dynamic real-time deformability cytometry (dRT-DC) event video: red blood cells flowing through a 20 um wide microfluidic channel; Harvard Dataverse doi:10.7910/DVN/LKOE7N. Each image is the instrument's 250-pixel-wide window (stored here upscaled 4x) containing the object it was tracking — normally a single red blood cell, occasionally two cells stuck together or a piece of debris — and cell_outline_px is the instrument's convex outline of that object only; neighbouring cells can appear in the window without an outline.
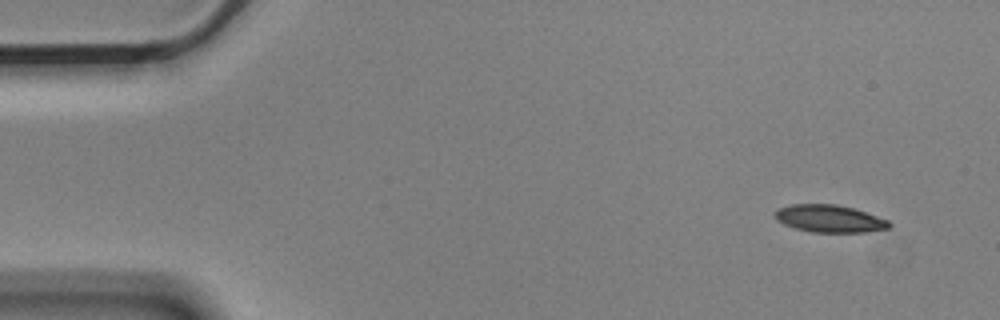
{"species": "Egyptian fruit bat (a non-hibernating species)", "species_latin": "Rousettus aegyptiacus", "temperature_condition": "cold", "stored_images_in_passage": 4, "camera_frame_rate_fps": 3000, "um_per_image_px": 0.085, "animal": {"sex": "male"}, "frame": {"image": 1, "passage_image": 1, "time_ms": 0.0, "image_size_px": [1000, 320], "cell_outline_px": [[892, 224], [888, 228], [864, 232], [812, 232], [796, 228], [784, 224], [776, 220], [772, 212], [776, 208], [792, 204], [836, 204], [852, 208], [888, 220]], "centroid_in_image_um": [70.44, 18.57], "position_along_channel_um": 14.6, "area_um2": 18.21}}
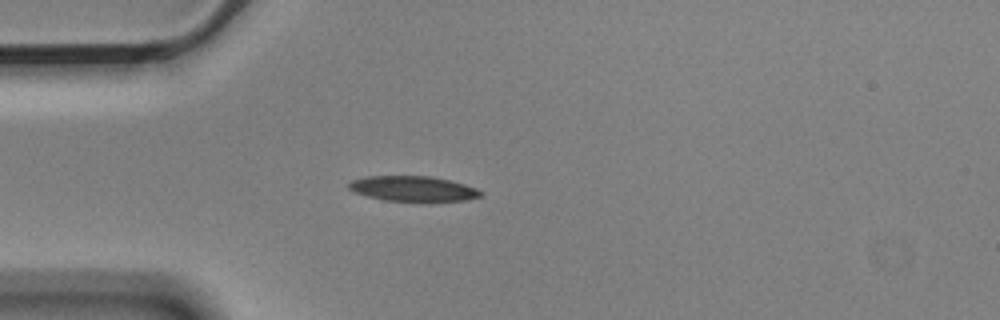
{"frame": {"image": 2, "passage_image": 4, "time_ms": 1.0, "image_size_px": [1000, 320], "cell_outline_px": [[484, 192], [480, 196], [468, 200], [432, 204], [420, 204], [384, 200], [368, 196], [356, 192], [348, 188], [348, 184], [352, 180], [364, 176], [432, 176], [464, 184], [476, 188]], "centroid_in_image_um": [35.17, 16.09], "position_along_channel_um": 49.8, "area_um2": 20.35}}